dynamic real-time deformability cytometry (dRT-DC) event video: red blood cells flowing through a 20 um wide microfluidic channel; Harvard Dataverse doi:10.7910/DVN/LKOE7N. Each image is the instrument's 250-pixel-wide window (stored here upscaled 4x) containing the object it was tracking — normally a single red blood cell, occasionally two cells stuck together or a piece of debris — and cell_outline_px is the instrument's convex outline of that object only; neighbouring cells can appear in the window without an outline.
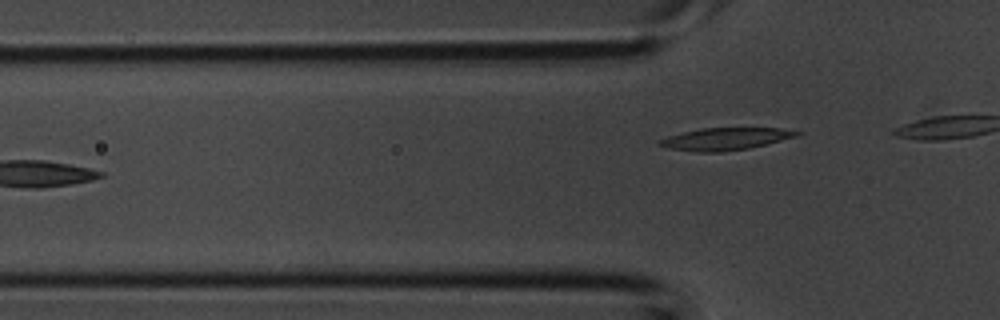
{"species": "common noctule bat (a hibernating species)", "species_latin": "Nyctalus noctula", "temperature_condition": "room temperature", "stored_images_in_passage": 5, "camera_frame_rate_fps": 3000, "um_per_image_px": 0.085, "animal": {"sex": "male", "body_mass_g": 20.1, "forearm_length_mm": 53.5}, "frame": {"image": 1, "passage_image": 5, "time_ms": 1.333, "image_size_px": [1000, 320], "cell_outline_px": [[804, 132], [796, 136], [748, 148], [720, 152], [696, 152], [668, 148], [656, 144], [656, 140], [668, 136], [700, 128], [780, 128]], "centroid_in_image_um": [61.58, 11.8], "position_along_channel_um": 64.2, "area_um2": 17.69}}